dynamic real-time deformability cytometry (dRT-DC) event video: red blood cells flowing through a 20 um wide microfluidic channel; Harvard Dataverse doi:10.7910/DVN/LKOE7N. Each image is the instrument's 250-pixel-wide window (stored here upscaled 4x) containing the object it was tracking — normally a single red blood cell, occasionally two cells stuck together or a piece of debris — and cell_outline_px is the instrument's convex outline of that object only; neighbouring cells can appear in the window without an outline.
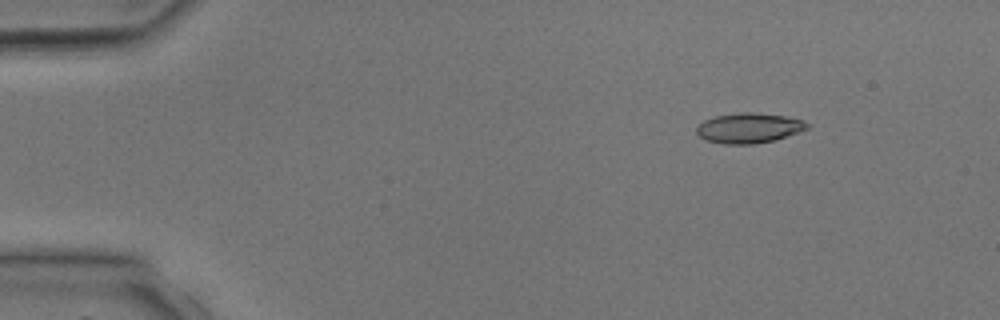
{"species": "common noctule bat (a hibernating species)", "species_latin": "Nyctalus noctula", "temperature_condition": "room temperature", "stored_images_in_passage": 3, "camera_frame_rate_fps": 3000, "um_per_image_px": 0.085, "animal": {"sex": "male", "body_mass_g": 17.9, "forearm_length_mm": 54.2}, "frame": {"image": 1, "passage_image": 1, "time_ms": 0.0, "image_size_px": [1000, 320], "cell_outline_px": [[812, 124], [808, 128], [800, 132], [772, 140], [752, 144], [724, 144], [704, 140], [696, 132], [696, 128], [704, 120], [716, 116], [740, 112], [752, 112], [784, 116], [804, 120]], "centroid_in_image_um": [63.67, 10.88], "position_along_channel_um": 21.3, "area_um2": 19.36}}
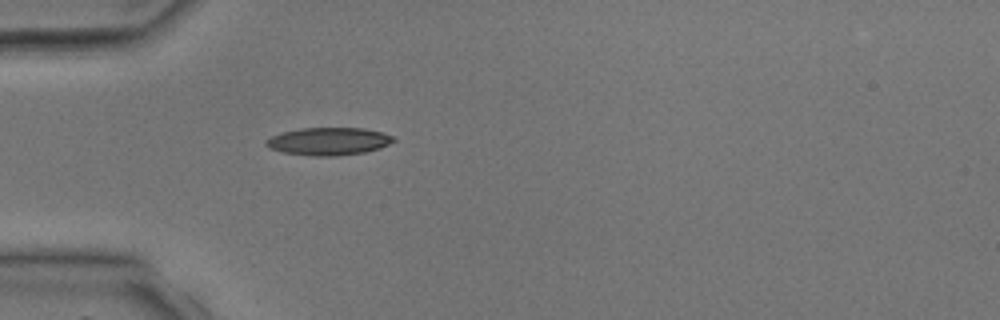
{"frame": {"image": 2, "passage_image": 3, "time_ms": 2.333, "image_size_px": [1000, 320], "cell_outline_px": [[396, 140], [380, 148], [364, 152], [336, 156], [312, 156], [280, 152], [268, 148], [264, 144], [264, 140], [272, 136], [284, 132], [300, 128], [364, 128], [380, 132], [392, 136]], "centroid_in_image_um": [27.88, 12.02], "position_along_channel_um": 57.1, "area_um2": 20.58}}